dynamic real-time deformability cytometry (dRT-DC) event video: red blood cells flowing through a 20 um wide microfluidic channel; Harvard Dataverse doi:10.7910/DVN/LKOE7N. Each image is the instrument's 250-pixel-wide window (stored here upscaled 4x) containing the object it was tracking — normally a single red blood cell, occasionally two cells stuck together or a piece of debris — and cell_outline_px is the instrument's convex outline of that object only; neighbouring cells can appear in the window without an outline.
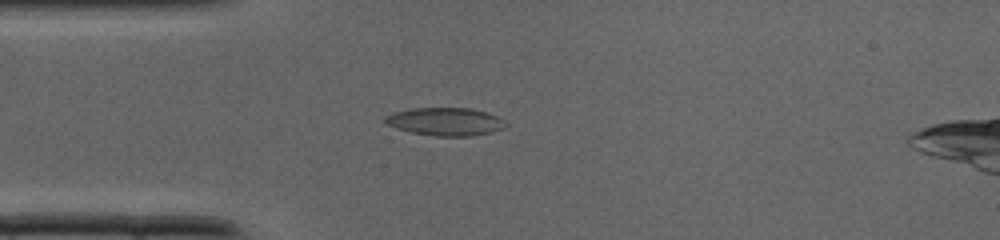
{"species": "common noctule bat (a hibernating species)", "species_latin": "Nyctalus noctula", "temperature_condition": "cold", "stored_images_in_passage": 34, "camera_frame_rate_fps": 3000, "um_per_image_px": 0.085, "animal": {"sex": "male", "body_mass_g": 19.0, "forearm_length_mm": 50.8}, "frame": {"image": 1, "passage_image": 7, "time_ms": 2.0, "image_size_px": [1000, 240], "cell_outline_px": [[508, 124], [504, 128], [472, 136], [436, 136], [412, 132], [396, 128], [388, 124], [384, 120], [384, 116], [396, 112], [412, 108], [472, 108], [488, 112], [504, 120]], "centroid_in_image_um": [37.88, 10.33], "position_along_channel_um": 47.1, "area_um2": 19.54}}
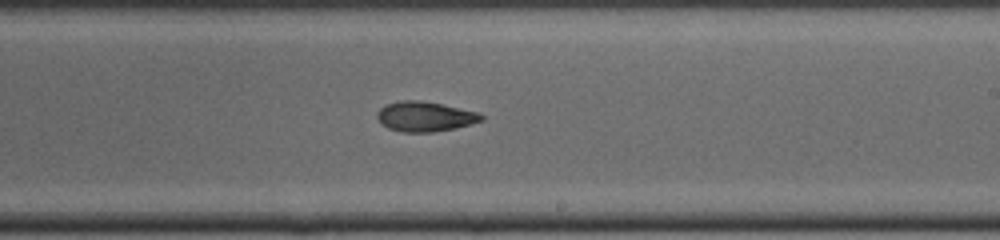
{"frame": {"image": 2, "passage_image": 19, "time_ms": 6.0, "image_size_px": [1000, 240], "cell_outline_px": [[484, 120], [456, 128], [432, 132], [404, 132], [388, 128], [376, 116], [376, 112], [384, 104], [404, 100], [420, 100], [480, 112], [484, 116]], "centroid_in_image_um": [36.14, 9.9], "position_along_channel_um": 252.9, "area_um2": 18.15}}
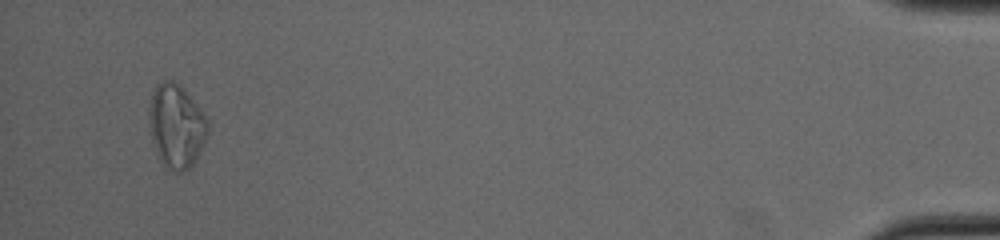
{"frame": {"image": 3, "passage_image": 33, "time_ms": 10.667, "image_size_px": [1000, 240], "cell_outline_px": [[208, 132], [192, 164], [188, 168], [180, 172], [176, 172], [160, 160], [156, 152], [152, 140], [148, 120], [148, 104], [152, 92], [156, 84], [164, 80], [172, 80], [180, 84], [184, 88], [200, 108], [208, 124]], "centroid_in_image_um": [14.94, 10.64], "position_along_channel_um": 420.3, "area_um2": 28.38}}